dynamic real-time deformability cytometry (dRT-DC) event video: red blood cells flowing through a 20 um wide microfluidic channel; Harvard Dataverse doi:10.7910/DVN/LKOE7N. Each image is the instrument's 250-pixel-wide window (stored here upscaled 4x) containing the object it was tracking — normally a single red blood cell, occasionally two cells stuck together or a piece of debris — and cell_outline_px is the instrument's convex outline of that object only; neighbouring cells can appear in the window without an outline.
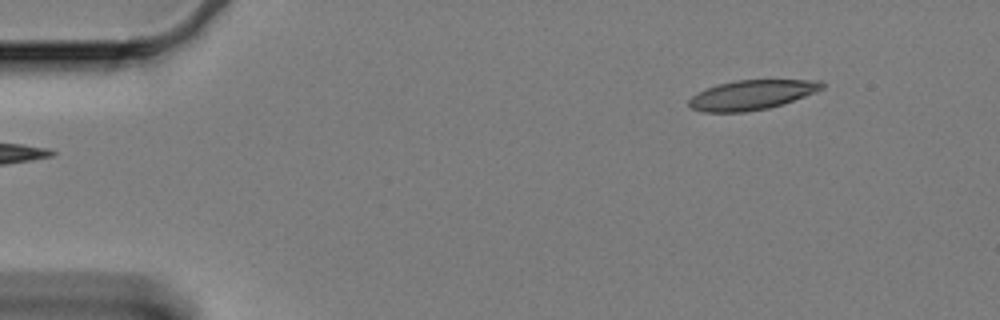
{"species": "Egyptian fruit bat (a non-hibernating species)", "species_latin": "Rousettus aegyptiacus", "temperature_condition": "cold", "stored_images_in_passage": 13, "camera_frame_rate_fps": 3000, "um_per_image_px": 0.085, "animal": {"sex": "female"}, "frame": {"image": 1, "passage_image": 1, "time_ms": 0.0, "image_size_px": [1000, 320], "cell_outline_px": [[824, 88], [816, 92], [768, 108], [744, 112], [704, 112], [692, 108], [688, 104], [688, 100], [696, 92], [716, 84], [736, 80], [820, 80], [824, 84]], "centroid_in_image_um": [63.86, 8.05], "position_along_channel_um": 21.1, "area_um2": 22.89}}
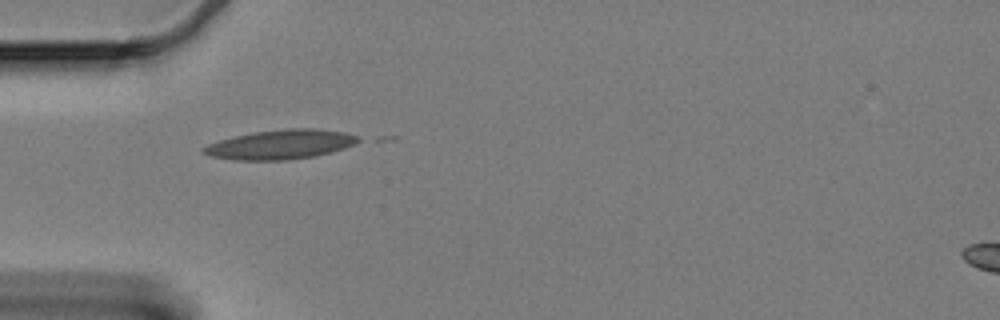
{"frame": {"image": 2, "passage_image": 12, "time_ms": 3.667, "image_size_px": [1000, 320], "cell_outline_px": [[364, 140], [356, 144], [344, 148], [312, 156], [288, 160], [232, 160], [212, 156], [200, 152], [200, 148], [208, 144], [232, 136], [252, 132], [288, 128], [316, 128], [344, 132], [360, 136]], "centroid_in_image_um": [23.85, 12.27], "position_along_channel_um": 61.2, "area_um2": 26.76}}